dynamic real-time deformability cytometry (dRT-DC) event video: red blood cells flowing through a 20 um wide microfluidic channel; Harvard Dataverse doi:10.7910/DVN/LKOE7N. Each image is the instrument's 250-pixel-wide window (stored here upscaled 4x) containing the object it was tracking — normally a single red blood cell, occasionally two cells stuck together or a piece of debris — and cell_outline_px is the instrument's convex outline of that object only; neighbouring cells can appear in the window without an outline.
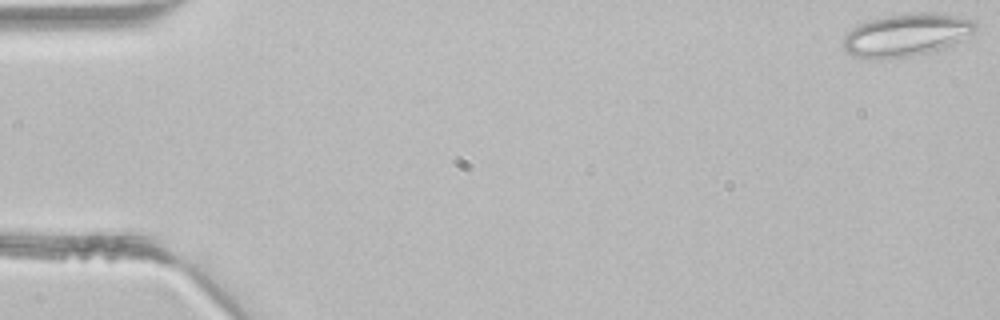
{"species": "common noctule bat (a hibernating species)", "species_latin": "Nyctalus noctula", "temperature_condition": "room temperature", "stored_images_in_passage": 2, "camera_frame_rate_fps": 3000, "um_per_image_px": 0.085, "animal": {"sex": "male", "body_mass_g": 21.5, "forearm_length_mm": 52.0}, "frame": {"image": 1, "passage_image": 1, "time_ms": 0.0, "image_size_px": [1000, 320], "cell_outline_px": [[980, 24], [968, 40], [936, 52], [908, 56], [856, 56], [848, 52], [840, 44], [844, 36], [852, 28], [868, 20], [888, 16], [920, 12], [936, 12], [976, 20]], "centroid_in_image_um": [77.2, 2.94], "position_along_channel_um": 7.8, "area_um2": 33.0}}